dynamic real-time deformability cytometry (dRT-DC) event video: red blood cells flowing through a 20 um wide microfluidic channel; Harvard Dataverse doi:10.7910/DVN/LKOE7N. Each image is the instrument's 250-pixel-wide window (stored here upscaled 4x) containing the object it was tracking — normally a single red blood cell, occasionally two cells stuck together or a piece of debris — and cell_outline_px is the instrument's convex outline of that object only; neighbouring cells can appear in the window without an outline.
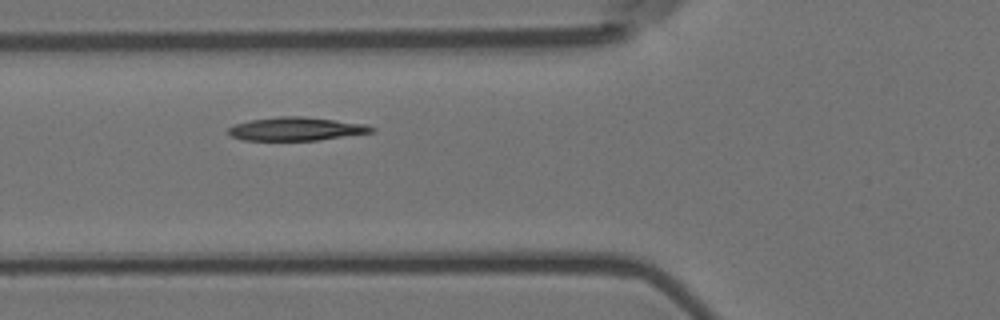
{"species": "Egyptian fruit bat (a non-hibernating species)", "species_latin": "Rousettus aegyptiacus", "temperature_condition": "room temperature", "stored_images_in_passage": 4, "camera_frame_rate_fps": 3000, "um_per_image_px": 0.085, "animal": {"sex": "female"}, "frame": {"image": 1, "passage_image": 3, "time_ms": 0.667, "image_size_px": [1000, 320], "cell_outline_px": [[376, 132], [316, 140], [244, 140], [232, 136], [228, 132], [228, 128], [236, 124], [252, 120], [276, 116], [300, 116], [368, 124], [376, 128]], "centroid_in_image_um": [25.23, 10.95], "position_along_channel_um": 100.6, "area_um2": 19.42}}
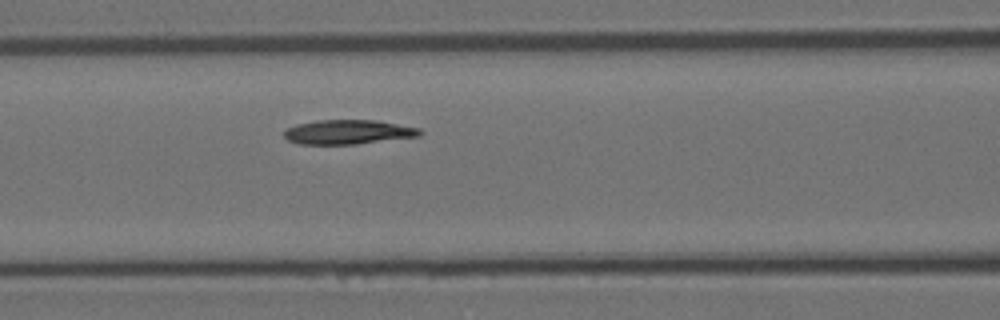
{"frame": {"image": 2, "passage_image": 4, "time_ms": 1.0, "image_size_px": [1000, 320], "cell_outline_px": [[424, 132], [420, 136], [356, 144], [300, 144], [288, 140], [284, 136], [284, 132], [288, 128], [296, 124], [316, 120], [376, 120], [420, 128]], "centroid_in_image_um": [29.61, 11.22], "position_along_channel_um": 137.0, "area_um2": 19.31}}